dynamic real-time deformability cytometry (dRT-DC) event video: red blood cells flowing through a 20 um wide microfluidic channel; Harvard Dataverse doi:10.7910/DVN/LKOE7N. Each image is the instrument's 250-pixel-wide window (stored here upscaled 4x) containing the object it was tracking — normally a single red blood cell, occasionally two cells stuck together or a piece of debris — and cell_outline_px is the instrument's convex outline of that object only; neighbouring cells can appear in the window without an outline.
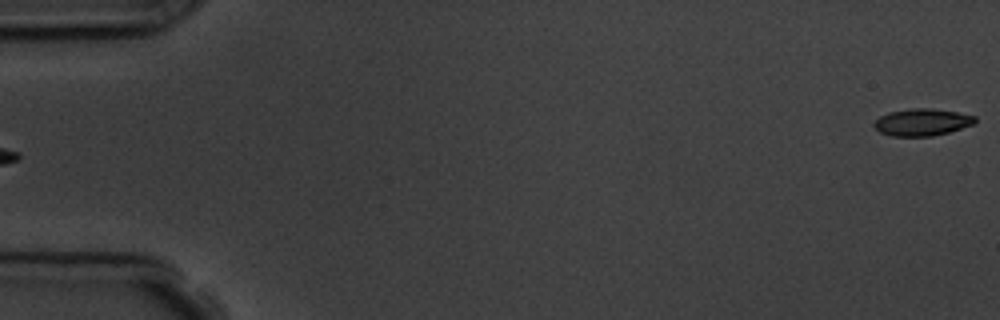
{"species": "common noctule bat (a hibernating species)", "species_latin": "Nyctalus noctula", "temperature_condition": "room temperature", "stored_images_in_passage": 5, "segment_of_instrument_passage": [2, 2], "camera_frame_rate_fps": 3000, "um_per_image_px": 0.085, "animal": {"sex": "male", "body_mass_g": 19.5, "forearm_length_mm": 54.6}, "frame": {"image": 1, "passage_image": 5, "time_ms": 5.667, "image_size_px": [1000, 320], "cell_outline_px": [[976, 124], [948, 132], [932, 136], [892, 136], [880, 132], [872, 124], [880, 116], [888, 112], [912, 108], [932, 108], [956, 112], [976, 116]], "centroid_in_image_um": [78.39, 10.38], "position_along_channel_um": 6.6, "area_um2": 15.95}}